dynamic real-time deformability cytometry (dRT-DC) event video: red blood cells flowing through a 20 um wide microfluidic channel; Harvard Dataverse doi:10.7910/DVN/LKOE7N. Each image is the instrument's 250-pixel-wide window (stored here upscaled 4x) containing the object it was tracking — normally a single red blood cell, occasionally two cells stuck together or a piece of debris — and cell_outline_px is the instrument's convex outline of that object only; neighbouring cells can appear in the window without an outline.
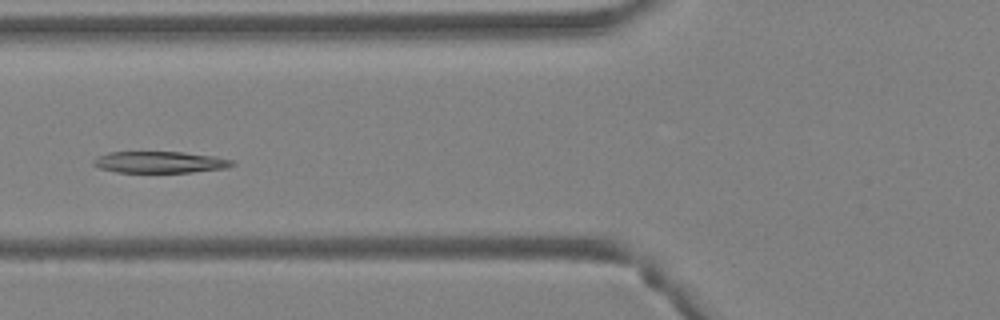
{"species": "Egyptian fruit bat (a non-hibernating species)", "species_latin": "Rousettus aegyptiacus", "temperature_condition": "warm", "stored_images_in_passage": 49, "segment_of_instrument_passage": [1, 2], "camera_frame_rate_fps": 3000, "um_per_image_px": 0.085, "animal": {"sex": "female"}, "frame": {"image": 1, "passage_image": 19, "time_ms": 6.0, "image_size_px": [1000, 320], "cell_outline_px": [[236, 164], [228, 168], [192, 172], [116, 172], [100, 168], [92, 164], [92, 160], [108, 152], [184, 152], [216, 156], [232, 160]], "centroid_in_image_um": [13.63, 13.78], "position_along_channel_um": 112.2, "area_um2": 17.46}}
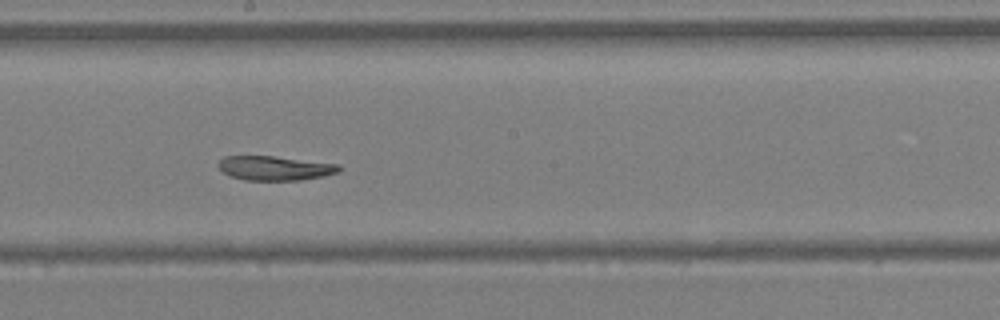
{"frame": {"image": 2, "passage_image": 27, "time_ms": 8.667, "image_size_px": [1000, 320], "cell_outline_px": [[340, 172], [324, 176], [300, 180], [244, 180], [228, 176], [216, 164], [224, 156], [272, 156], [340, 164]], "centroid_in_image_um": [23.36, 14.29], "position_along_channel_um": 224.8, "area_um2": 17.17}}
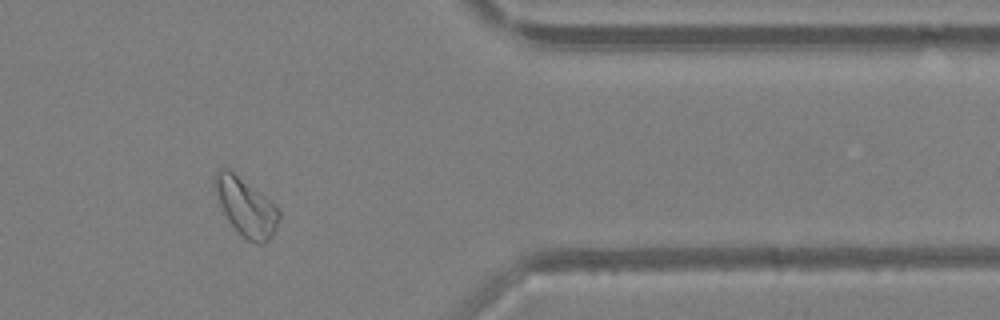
{"frame": {"image": 3, "passage_image": 40, "time_ms": 13.0, "image_size_px": [1000, 320], "cell_outline_px": [[280, 216], [276, 228], [268, 240], [264, 244], [256, 244], [248, 240], [228, 220], [216, 200], [212, 188], [212, 180], [216, 168], [224, 164], [276, 204], [280, 212]], "centroid_in_image_um": [20.83, 17.49], "position_along_channel_um": 390.6, "area_um2": 22.31}}